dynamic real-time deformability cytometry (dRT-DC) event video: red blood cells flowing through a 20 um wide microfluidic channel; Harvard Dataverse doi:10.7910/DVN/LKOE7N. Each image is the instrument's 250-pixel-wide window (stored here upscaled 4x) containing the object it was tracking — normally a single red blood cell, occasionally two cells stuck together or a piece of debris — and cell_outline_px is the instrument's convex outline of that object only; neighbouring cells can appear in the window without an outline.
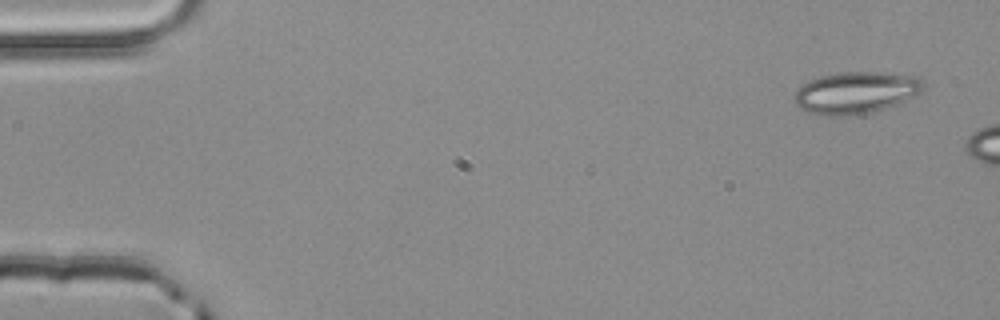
{"species": "common noctule bat (a hibernating species)", "species_latin": "Nyctalus noctula", "temperature_condition": "room temperature", "stored_images_in_passage": 4, "camera_frame_rate_fps": 3000, "um_per_image_px": 0.085, "animal": {"sex": "male", "body_mass_g": 20.4}, "frame": {"image": 1, "passage_image": 1, "time_ms": 0.0, "image_size_px": [1000, 320], "cell_outline_px": [[924, 88], [920, 92], [896, 104], [876, 112], [852, 116], [824, 116], [808, 112], [800, 108], [792, 100], [796, 88], [800, 84], [820, 76], [840, 72], [880, 72], [912, 76], [924, 80]], "centroid_in_image_um": [72.68, 7.89], "position_along_channel_um": 12.3, "area_um2": 31.85}}